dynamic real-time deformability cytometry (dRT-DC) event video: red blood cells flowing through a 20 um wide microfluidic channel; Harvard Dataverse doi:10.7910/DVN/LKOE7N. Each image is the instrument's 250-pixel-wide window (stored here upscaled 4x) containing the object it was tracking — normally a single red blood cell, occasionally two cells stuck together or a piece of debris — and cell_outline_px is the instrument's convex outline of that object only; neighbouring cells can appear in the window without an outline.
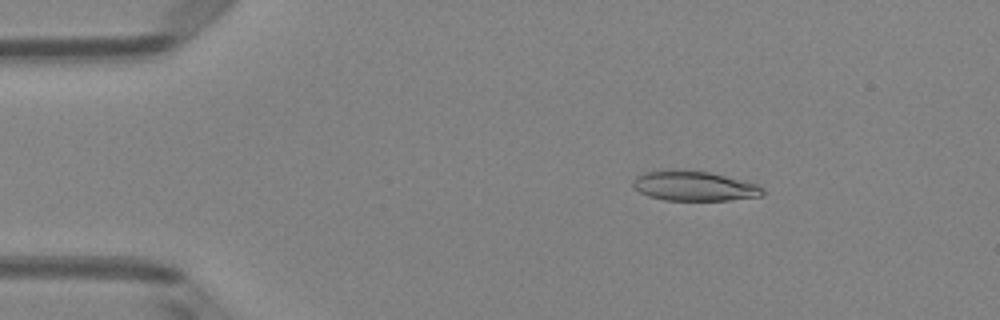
{"species": "Egyptian fruit bat (a non-hibernating species)", "species_latin": "Rousettus aegyptiacus", "temperature_condition": "room temperature", "stored_images_in_passage": 48, "camera_frame_rate_fps": 3000, "um_per_image_px": 0.085, "animal": {"sex": "female"}, "frame": {"image": 1, "passage_image": 6, "time_ms": 1.667, "image_size_px": [1000, 320], "cell_outline_px": [[764, 196], [728, 200], [664, 200], [648, 196], [640, 192], [632, 184], [632, 180], [636, 176], [644, 172], [672, 168], [680, 168], [708, 172], [756, 184], [764, 188]], "centroid_in_image_um": [58.96, 15.79], "position_along_channel_um": 26.0, "area_um2": 22.77}}
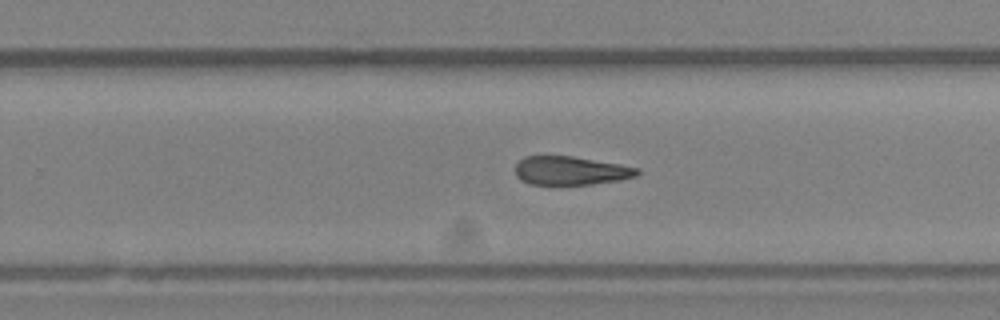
{"frame": {"image": 2, "passage_image": 30, "time_ms": 9.667, "image_size_px": [1000, 320], "cell_outline_px": [[640, 172], [636, 176], [620, 180], [592, 184], [560, 188], [528, 184], [520, 180], [516, 176], [516, 164], [524, 156], [572, 156], [620, 164], [640, 168]], "centroid_in_image_um": [48.47, 14.56], "position_along_channel_um": 281.3, "area_um2": 21.27}}
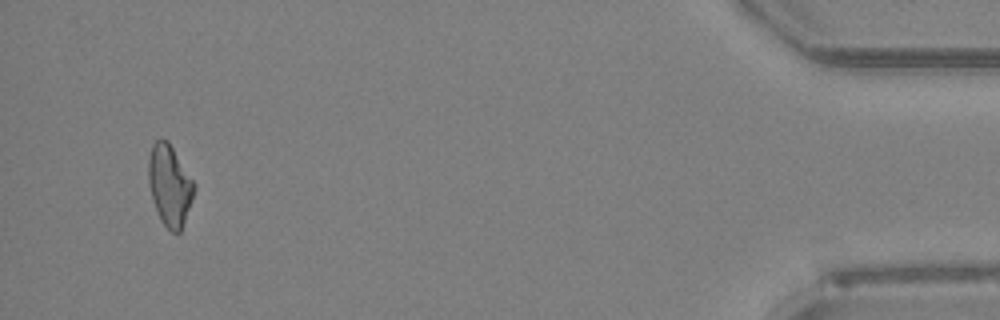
{"frame": {"image": 3, "passage_image": 46, "time_ms": 15.0, "image_size_px": [1000, 320], "cell_outline_px": [[196, 188], [180, 232], [172, 232], [160, 220], [152, 200], [148, 180], [148, 160], [152, 144], [160, 136], [168, 140], [196, 184]], "centroid_in_image_um": [14.41, 15.7], "position_along_channel_um": 420.8, "area_um2": 21.68}}